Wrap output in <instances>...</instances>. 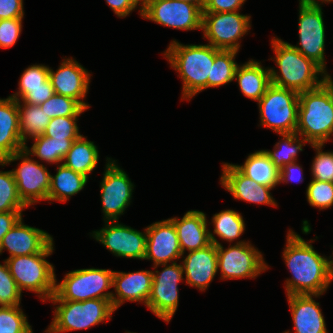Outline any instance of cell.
Returning <instances> with one entry per match:
<instances>
[{
	"label": "cell",
	"mask_w": 333,
	"mask_h": 333,
	"mask_svg": "<svg viewBox=\"0 0 333 333\" xmlns=\"http://www.w3.org/2000/svg\"><path fill=\"white\" fill-rule=\"evenodd\" d=\"M18 84L19 91L10 97L17 101L21 99L23 103L40 105L55 94L49 79V67L42 64L26 68Z\"/></svg>",
	"instance_id": "cell-23"
},
{
	"label": "cell",
	"mask_w": 333,
	"mask_h": 333,
	"mask_svg": "<svg viewBox=\"0 0 333 333\" xmlns=\"http://www.w3.org/2000/svg\"><path fill=\"white\" fill-rule=\"evenodd\" d=\"M261 126L281 134L295 133L298 124L299 94L270 84L258 101Z\"/></svg>",
	"instance_id": "cell-8"
},
{
	"label": "cell",
	"mask_w": 333,
	"mask_h": 333,
	"mask_svg": "<svg viewBox=\"0 0 333 333\" xmlns=\"http://www.w3.org/2000/svg\"><path fill=\"white\" fill-rule=\"evenodd\" d=\"M237 51L220 50L214 58L210 76L207 78V88L218 87L234 80L238 64L235 62Z\"/></svg>",
	"instance_id": "cell-33"
},
{
	"label": "cell",
	"mask_w": 333,
	"mask_h": 333,
	"mask_svg": "<svg viewBox=\"0 0 333 333\" xmlns=\"http://www.w3.org/2000/svg\"><path fill=\"white\" fill-rule=\"evenodd\" d=\"M310 146L316 150L311 167L313 179L333 183V152H323L321 149L324 144Z\"/></svg>",
	"instance_id": "cell-42"
},
{
	"label": "cell",
	"mask_w": 333,
	"mask_h": 333,
	"mask_svg": "<svg viewBox=\"0 0 333 333\" xmlns=\"http://www.w3.org/2000/svg\"><path fill=\"white\" fill-rule=\"evenodd\" d=\"M251 16L233 12H203L202 30L209 45L220 50H234L240 48L238 40L251 27Z\"/></svg>",
	"instance_id": "cell-11"
},
{
	"label": "cell",
	"mask_w": 333,
	"mask_h": 333,
	"mask_svg": "<svg viewBox=\"0 0 333 333\" xmlns=\"http://www.w3.org/2000/svg\"><path fill=\"white\" fill-rule=\"evenodd\" d=\"M23 16V0H0V20Z\"/></svg>",
	"instance_id": "cell-45"
},
{
	"label": "cell",
	"mask_w": 333,
	"mask_h": 333,
	"mask_svg": "<svg viewBox=\"0 0 333 333\" xmlns=\"http://www.w3.org/2000/svg\"><path fill=\"white\" fill-rule=\"evenodd\" d=\"M88 178L66 167L58 165L55 176L50 177L48 201H67L71 196L79 193L86 185Z\"/></svg>",
	"instance_id": "cell-29"
},
{
	"label": "cell",
	"mask_w": 333,
	"mask_h": 333,
	"mask_svg": "<svg viewBox=\"0 0 333 333\" xmlns=\"http://www.w3.org/2000/svg\"><path fill=\"white\" fill-rule=\"evenodd\" d=\"M177 1H183L187 3H192L196 6H198L202 11L205 5V0H177Z\"/></svg>",
	"instance_id": "cell-49"
},
{
	"label": "cell",
	"mask_w": 333,
	"mask_h": 333,
	"mask_svg": "<svg viewBox=\"0 0 333 333\" xmlns=\"http://www.w3.org/2000/svg\"><path fill=\"white\" fill-rule=\"evenodd\" d=\"M321 4L299 3V46L297 49L306 58L312 59L326 72L325 64V26Z\"/></svg>",
	"instance_id": "cell-14"
},
{
	"label": "cell",
	"mask_w": 333,
	"mask_h": 333,
	"mask_svg": "<svg viewBox=\"0 0 333 333\" xmlns=\"http://www.w3.org/2000/svg\"><path fill=\"white\" fill-rule=\"evenodd\" d=\"M113 272L110 269H78L70 271L64 279L55 284V293L49 300L85 301L89 299H108L112 292Z\"/></svg>",
	"instance_id": "cell-7"
},
{
	"label": "cell",
	"mask_w": 333,
	"mask_h": 333,
	"mask_svg": "<svg viewBox=\"0 0 333 333\" xmlns=\"http://www.w3.org/2000/svg\"><path fill=\"white\" fill-rule=\"evenodd\" d=\"M90 77V73L71 58L64 59L55 72L49 67L54 92L76 100L85 109L89 108V104L82 100L89 90Z\"/></svg>",
	"instance_id": "cell-18"
},
{
	"label": "cell",
	"mask_w": 333,
	"mask_h": 333,
	"mask_svg": "<svg viewBox=\"0 0 333 333\" xmlns=\"http://www.w3.org/2000/svg\"><path fill=\"white\" fill-rule=\"evenodd\" d=\"M325 81L328 83L330 88L333 90V80L331 79V76L327 74V71L325 72Z\"/></svg>",
	"instance_id": "cell-51"
},
{
	"label": "cell",
	"mask_w": 333,
	"mask_h": 333,
	"mask_svg": "<svg viewBox=\"0 0 333 333\" xmlns=\"http://www.w3.org/2000/svg\"><path fill=\"white\" fill-rule=\"evenodd\" d=\"M173 222L179 240L180 249L184 255L185 250L195 251L208 246L210 230L207 229L206 214L199 210L185 213L182 219L170 218Z\"/></svg>",
	"instance_id": "cell-24"
},
{
	"label": "cell",
	"mask_w": 333,
	"mask_h": 333,
	"mask_svg": "<svg viewBox=\"0 0 333 333\" xmlns=\"http://www.w3.org/2000/svg\"><path fill=\"white\" fill-rule=\"evenodd\" d=\"M244 175L261 185L274 188L279 182L280 170L263 150L249 154L243 165H235Z\"/></svg>",
	"instance_id": "cell-28"
},
{
	"label": "cell",
	"mask_w": 333,
	"mask_h": 333,
	"mask_svg": "<svg viewBox=\"0 0 333 333\" xmlns=\"http://www.w3.org/2000/svg\"><path fill=\"white\" fill-rule=\"evenodd\" d=\"M302 174V167L296 164V161L290 164H286L280 169L279 182H302L304 180ZM303 178V179H302Z\"/></svg>",
	"instance_id": "cell-47"
},
{
	"label": "cell",
	"mask_w": 333,
	"mask_h": 333,
	"mask_svg": "<svg viewBox=\"0 0 333 333\" xmlns=\"http://www.w3.org/2000/svg\"><path fill=\"white\" fill-rule=\"evenodd\" d=\"M212 222L214 234L228 242L239 238L245 230V222L241 214L230 209L213 215Z\"/></svg>",
	"instance_id": "cell-35"
},
{
	"label": "cell",
	"mask_w": 333,
	"mask_h": 333,
	"mask_svg": "<svg viewBox=\"0 0 333 333\" xmlns=\"http://www.w3.org/2000/svg\"><path fill=\"white\" fill-rule=\"evenodd\" d=\"M246 0H205L203 12L239 11Z\"/></svg>",
	"instance_id": "cell-44"
},
{
	"label": "cell",
	"mask_w": 333,
	"mask_h": 333,
	"mask_svg": "<svg viewBox=\"0 0 333 333\" xmlns=\"http://www.w3.org/2000/svg\"><path fill=\"white\" fill-rule=\"evenodd\" d=\"M77 117H56L50 120L43 136L59 140H77L82 135L77 126Z\"/></svg>",
	"instance_id": "cell-39"
},
{
	"label": "cell",
	"mask_w": 333,
	"mask_h": 333,
	"mask_svg": "<svg viewBox=\"0 0 333 333\" xmlns=\"http://www.w3.org/2000/svg\"><path fill=\"white\" fill-rule=\"evenodd\" d=\"M320 295H288L295 333H328L319 303L312 297Z\"/></svg>",
	"instance_id": "cell-25"
},
{
	"label": "cell",
	"mask_w": 333,
	"mask_h": 333,
	"mask_svg": "<svg viewBox=\"0 0 333 333\" xmlns=\"http://www.w3.org/2000/svg\"><path fill=\"white\" fill-rule=\"evenodd\" d=\"M145 260H153L154 269L182 257L176 228L170 219L155 222L146 227Z\"/></svg>",
	"instance_id": "cell-17"
},
{
	"label": "cell",
	"mask_w": 333,
	"mask_h": 333,
	"mask_svg": "<svg viewBox=\"0 0 333 333\" xmlns=\"http://www.w3.org/2000/svg\"><path fill=\"white\" fill-rule=\"evenodd\" d=\"M101 185V204L105 221H118L130 205L134 185L116 161L107 157Z\"/></svg>",
	"instance_id": "cell-15"
},
{
	"label": "cell",
	"mask_w": 333,
	"mask_h": 333,
	"mask_svg": "<svg viewBox=\"0 0 333 333\" xmlns=\"http://www.w3.org/2000/svg\"><path fill=\"white\" fill-rule=\"evenodd\" d=\"M141 2V3H140ZM143 0H106V3L118 17H126L130 12L137 8L140 3V16H142Z\"/></svg>",
	"instance_id": "cell-46"
},
{
	"label": "cell",
	"mask_w": 333,
	"mask_h": 333,
	"mask_svg": "<svg viewBox=\"0 0 333 333\" xmlns=\"http://www.w3.org/2000/svg\"><path fill=\"white\" fill-rule=\"evenodd\" d=\"M234 80L238 81L244 96L258 102L271 84L270 70L251 59L242 66H237Z\"/></svg>",
	"instance_id": "cell-27"
},
{
	"label": "cell",
	"mask_w": 333,
	"mask_h": 333,
	"mask_svg": "<svg viewBox=\"0 0 333 333\" xmlns=\"http://www.w3.org/2000/svg\"><path fill=\"white\" fill-rule=\"evenodd\" d=\"M164 266L161 272L154 271L151 294L147 301V307L160 319L169 322L175 314L178 302V284L183 280V266L173 262L172 264H160Z\"/></svg>",
	"instance_id": "cell-13"
},
{
	"label": "cell",
	"mask_w": 333,
	"mask_h": 333,
	"mask_svg": "<svg viewBox=\"0 0 333 333\" xmlns=\"http://www.w3.org/2000/svg\"><path fill=\"white\" fill-rule=\"evenodd\" d=\"M25 148L20 136L17 100L0 99V160Z\"/></svg>",
	"instance_id": "cell-26"
},
{
	"label": "cell",
	"mask_w": 333,
	"mask_h": 333,
	"mask_svg": "<svg viewBox=\"0 0 333 333\" xmlns=\"http://www.w3.org/2000/svg\"><path fill=\"white\" fill-rule=\"evenodd\" d=\"M27 206L20 199L12 171H0V212L23 211Z\"/></svg>",
	"instance_id": "cell-37"
},
{
	"label": "cell",
	"mask_w": 333,
	"mask_h": 333,
	"mask_svg": "<svg viewBox=\"0 0 333 333\" xmlns=\"http://www.w3.org/2000/svg\"><path fill=\"white\" fill-rule=\"evenodd\" d=\"M20 104L21 101H17L20 136L23 144L26 145L28 136L32 139L43 136L51 119L39 105Z\"/></svg>",
	"instance_id": "cell-31"
},
{
	"label": "cell",
	"mask_w": 333,
	"mask_h": 333,
	"mask_svg": "<svg viewBox=\"0 0 333 333\" xmlns=\"http://www.w3.org/2000/svg\"><path fill=\"white\" fill-rule=\"evenodd\" d=\"M281 137L282 141L275 144L273 151L263 150L279 170L286 164L297 161L298 151H303L302 146L306 145L305 142L309 143L304 138L300 140L297 133L281 134Z\"/></svg>",
	"instance_id": "cell-34"
},
{
	"label": "cell",
	"mask_w": 333,
	"mask_h": 333,
	"mask_svg": "<svg viewBox=\"0 0 333 333\" xmlns=\"http://www.w3.org/2000/svg\"><path fill=\"white\" fill-rule=\"evenodd\" d=\"M59 305L54 310V318L46 333H61L87 329L111 319L115 311L108 299L85 301L50 300Z\"/></svg>",
	"instance_id": "cell-6"
},
{
	"label": "cell",
	"mask_w": 333,
	"mask_h": 333,
	"mask_svg": "<svg viewBox=\"0 0 333 333\" xmlns=\"http://www.w3.org/2000/svg\"><path fill=\"white\" fill-rule=\"evenodd\" d=\"M21 218L2 238L0 254L7 249L11 257L26 256L42 252L53 238L47 232L24 225Z\"/></svg>",
	"instance_id": "cell-20"
},
{
	"label": "cell",
	"mask_w": 333,
	"mask_h": 333,
	"mask_svg": "<svg viewBox=\"0 0 333 333\" xmlns=\"http://www.w3.org/2000/svg\"><path fill=\"white\" fill-rule=\"evenodd\" d=\"M29 155L24 148L4 160H0L2 166L19 159L22 160L18 168L11 171L16 182L18 195L27 207L39 202V200H48L51 177L46 167L31 159Z\"/></svg>",
	"instance_id": "cell-10"
},
{
	"label": "cell",
	"mask_w": 333,
	"mask_h": 333,
	"mask_svg": "<svg viewBox=\"0 0 333 333\" xmlns=\"http://www.w3.org/2000/svg\"><path fill=\"white\" fill-rule=\"evenodd\" d=\"M203 11L177 0H143L142 16L163 26L182 30L202 29Z\"/></svg>",
	"instance_id": "cell-12"
},
{
	"label": "cell",
	"mask_w": 333,
	"mask_h": 333,
	"mask_svg": "<svg viewBox=\"0 0 333 333\" xmlns=\"http://www.w3.org/2000/svg\"><path fill=\"white\" fill-rule=\"evenodd\" d=\"M219 51L220 49L209 44L183 45L176 40L170 42L164 55L183 80V99L190 100L197 93L207 89V78Z\"/></svg>",
	"instance_id": "cell-3"
},
{
	"label": "cell",
	"mask_w": 333,
	"mask_h": 333,
	"mask_svg": "<svg viewBox=\"0 0 333 333\" xmlns=\"http://www.w3.org/2000/svg\"><path fill=\"white\" fill-rule=\"evenodd\" d=\"M21 293L4 260V264H0V306L20 305Z\"/></svg>",
	"instance_id": "cell-41"
},
{
	"label": "cell",
	"mask_w": 333,
	"mask_h": 333,
	"mask_svg": "<svg viewBox=\"0 0 333 333\" xmlns=\"http://www.w3.org/2000/svg\"><path fill=\"white\" fill-rule=\"evenodd\" d=\"M153 272L142 270L137 272H113L112 287L116 295L112 294L111 303L114 310L118 309L125 301L143 302L147 301L151 294Z\"/></svg>",
	"instance_id": "cell-21"
},
{
	"label": "cell",
	"mask_w": 333,
	"mask_h": 333,
	"mask_svg": "<svg viewBox=\"0 0 333 333\" xmlns=\"http://www.w3.org/2000/svg\"><path fill=\"white\" fill-rule=\"evenodd\" d=\"M53 241L40 253L7 258L5 261L18 288L39 294L42 301L55 293L54 266L45 258L53 253Z\"/></svg>",
	"instance_id": "cell-5"
},
{
	"label": "cell",
	"mask_w": 333,
	"mask_h": 333,
	"mask_svg": "<svg viewBox=\"0 0 333 333\" xmlns=\"http://www.w3.org/2000/svg\"><path fill=\"white\" fill-rule=\"evenodd\" d=\"M22 218V211L0 212V243L4 235Z\"/></svg>",
	"instance_id": "cell-48"
},
{
	"label": "cell",
	"mask_w": 333,
	"mask_h": 333,
	"mask_svg": "<svg viewBox=\"0 0 333 333\" xmlns=\"http://www.w3.org/2000/svg\"><path fill=\"white\" fill-rule=\"evenodd\" d=\"M39 106L50 119L56 117H78L87 110L76 100L56 93Z\"/></svg>",
	"instance_id": "cell-36"
},
{
	"label": "cell",
	"mask_w": 333,
	"mask_h": 333,
	"mask_svg": "<svg viewBox=\"0 0 333 333\" xmlns=\"http://www.w3.org/2000/svg\"><path fill=\"white\" fill-rule=\"evenodd\" d=\"M137 231L115 221H105V227L93 231L94 238L117 257L144 259L147 232Z\"/></svg>",
	"instance_id": "cell-16"
},
{
	"label": "cell",
	"mask_w": 333,
	"mask_h": 333,
	"mask_svg": "<svg viewBox=\"0 0 333 333\" xmlns=\"http://www.w3.org/2000/svg\"><path fill=\"white\" fill-rule=\"evenodd\" d=\"M22 19L0 20V48H10L16 43L22 31Z\"/></svg>",
	"instance_id": "cell-43"
},
{
	"label": "cell",
	"mask_w": 333,
	"mask_h": 333,
	"mask_svg": "<svg viewBox=\"0 0 333 333\" xmlns=\"http://www.w3.org/2000/svg\"><path fill=\"white\" fill-rule=\"evenodd\" d=\"M210 241L217 245V267L222 279L255 278L267 270L263 256L249 241H239L224 249L215 236L209 232Z\"/></svg>",
	"instance_id": "cell-9"
},
{
	"label": "cell",
	"mask_w": 333,
	"mask_h": 333,
	"mask_svg": "<svg viewBox=\"0 0 333 333\" xmlns=\"http://www.w3.org/2000/svg\"><path fill=\"white\" fill-rule=\"evenodd\" d=\"M300 1V3H303V4H319V2L317 1V0H299ZM322 1V3L324 2H333V0H321Z\"/></svg>",
	"instance_id": "cell-50"
},
{
	"label": "cell",
	"mask_w": 333,
	"mask_h": 333,
	"mask_svg": "<svg viewBox=\"0 0 333 333\" xmlns=\"http://www.w3.org/2000/svg\"><path fill=\"white\" fill-rule=\"evenodd\" d=\"M222 167L221 184L235 199L277 207L270 193L273 188L258 184L244 175L235 164L225 163Z\"/></svg>",
	"instance_id": "cell-19"
},
{
	"label": "cell",
	"mask_w": 333,
	"mask_h": 333,
	"mask_svg": "<svg viewBox=\"0 0 333 333\" xmlns=\"http://www.w3.org/2000/svg\"><path fill=\"white\" fill-rule=\"evenodd\" d=\"M308 203L316 208L326 209L333 205V183L312 179L306 189Z\"/></svg>",
	"instance_id": "cell-40"
},
{
	"label": "cell",
	"mask_w": 333,
	"mask_h": 333,
	"mask_svg": "<svg viewBox=\"0 0 333 333\" xmlns=\"http://www.w3.org/2000/svg\"><path fill=\"white\" fill-rule=\"evenodd\" d=\"M98 158L97 146L82 135L73 142L72 147L64 158L63 164L88 178V175L96 168Z\"/></svg>",
	"instance_id": "cell-30"
},
{
	"label": "cell",
	"mask_w": 333,
	"mask_h": 333,
	"mask_svg": "<svg viewBox=\"0 0 333 333\" xmlns=\"http://www.w3.org/2000/svg\"><path fill=\"white\" fill-rule=\"evenodd\" d=\"M312 241L306 242L291 229L288 232L283 259L293 277L286 280L287 296L322 295L333 280V259L318 254Z\"/></svg>",
	"instance_id": "cell-1"
},
{
	"label": "cell",
	"mask_w": 333,
	"mask_h": 333,
	"mask_svg": "<svg viewBox=\"0 0 333 333\" xmlns=\"http://www.w3.org/2000/svg\"><path fill=\"white\" fill-rule=\"evenodd\" d=\"M19 306H0V333H33Z\"/></svg>",
	"instance_id": "cell-38"
},
{
	"label": "cell",
	"mask_w": 333,
	"mask_h": 333,
	"mask_svg": "<svg viewBox=\"0 0 333 333\" xmlns=\"http://www.w3.org/2000/svg\"><path fill=\"white\" fill-rule=\"evenodd\" d=\"M182 262L186 284L204 291L218 272L217 245L211 242L204 248L191 251Z\"/></svg>",
	"instance_id": "cell-22"
},
{
	"label": "cell",
	"mask_w": 333,
	"mask_h": 333,
	"mask_svg": "<svg viewBox=\"0 0 333 333\" xmlns=\"http://www.w3.org/2000/svg\"><path fill=\"white\" fill-rule=\"evenodd\" d=\"M295 133L310 144H324L333 135V90L324 81L317 88L299 93Z\"/></svg>",
	"instance_id": "cell-4"
},
{
	"label": "cell",
	"mask_w": 333,
	"mask_h": 333,
	"mask_svg": "<svg viewBox=\"0 0 333 333\" xmlns=\"http://www.w3.org/2000/svg\"><path fill=\"white\" fill-rule=\"evenodd\" d=\"M272 48L280 75L270 68L271 83L295 92L302 93L317 88L325 81V71L312 59L306 58L289 43L273 37ZM321 75L319 80L318 75Z\"/></svg>",
	"instance_id": "cell-2"
},
{
	"label": "cell",
	"mask_w": 333,
	"mask_h": 333,
	"mask_svg": "<svg viewBox=\"0 0 333 333\" xmlns=\"http://www.w3.org/2000/svg\"><path fill=\"white\" fill-rule=\"evenodd\" d=\"M35 141L30 149L25 145V150L32 156L47 163H60L64 161L67 152L75 140H59L47 136L33 138Z\"/></svg>",
	"instance_id": "cell-32"
}]
</instances>
